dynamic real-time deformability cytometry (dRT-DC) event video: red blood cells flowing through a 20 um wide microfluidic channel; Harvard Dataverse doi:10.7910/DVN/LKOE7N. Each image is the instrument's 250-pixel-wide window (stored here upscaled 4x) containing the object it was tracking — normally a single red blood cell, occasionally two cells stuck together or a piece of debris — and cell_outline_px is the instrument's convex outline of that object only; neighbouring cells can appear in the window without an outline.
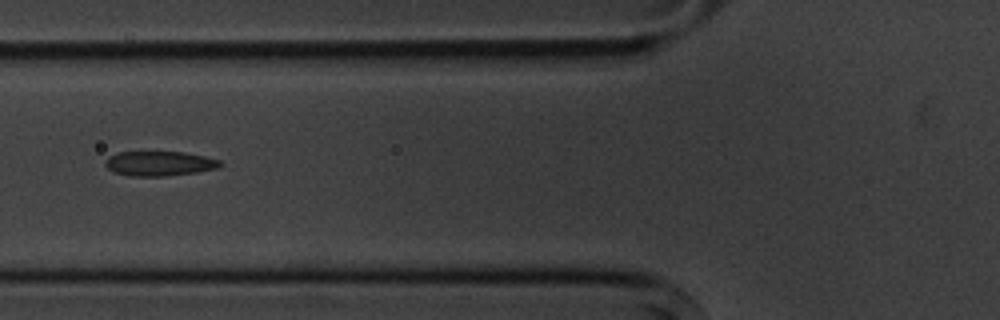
{"species": "common noctule bat (a hibernating species)", "species_latin": "Nyctalus noctula", "temperature_condition": "cold", "stored_images_in_passage": 11, "camera_frame_rate_fps": 3000, "um_per_image_px": 0.085, "animal": {"sex": "male", "body_mass_g": 20.1, "forearm_length_mm": 53.5}, "frame": {"image": 1, "passage_image": 2, "time_ms": 1.333, "image_size_px": [1000, 320], "cell_outline_px": [[224, 164], [216, 168], [196, 172], [164, 176], [128, 176], [112, 172], [104, 164], [104, 160], [108, 156], [116, 152], [184, 152], [204, 156], [220, 160]], "centroid_in_image_um": [13.5, 13.9], "position_along_channel_um": 112.3, "area_um2": 16.65}}
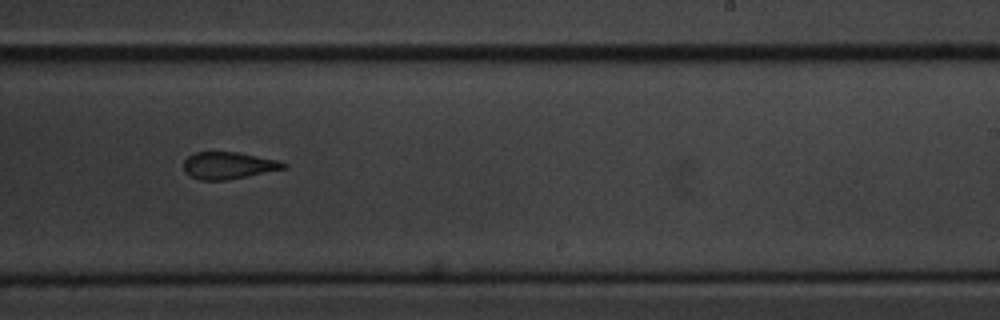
{"frame": {"image": 2, "passage_image": 6, "time_ms": 5.667, "image_size_px": [1000, 320], "cell_outline_px": [[288, 168], [228, 180], [200, 180], [192, 176], [184, 168], [184, 160], [188, 156], [196, 152], [236, 152], [276, 160], [288, 164]], "centroid_in_image_um": [19.44, 14.07], "position_along_channel_um": 269.6, "area_um2": 15.55}}
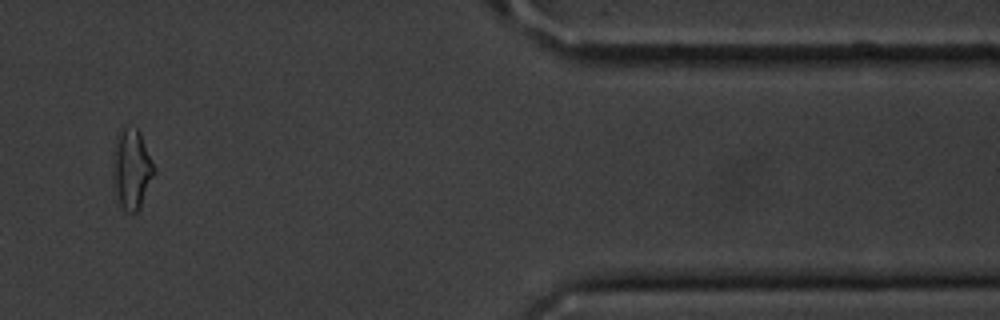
{"frame": {"image": 3, "passage_image": 9, "time_ms": 10.333, "image_size_px": [1000, 320], "cell_outline_px": [[156, 172], [140, 208], [136, 212], [128, 212], [120, 204], [112, 184], [112, 156], [116, 136], [124, 124], [128, 124], [136, 128], [140, 132], [156, 168]], "centroid_in_image_um": [11.18, 14.32], "position_along_channel_um": 400.2, "area_um2": 19.83}, "authors_computed_cell_mechanics": {"area_um2": 17.1666, "velocity_mm_per_s": 3.6248, "shape_relaxation_time_tau1_ms": 2.2296, "shape_relaxation_time_tau2_ms": 2.5829, "deformation_change_tau1": 0.0982, "deformation_change_tau2": 0.0837}}